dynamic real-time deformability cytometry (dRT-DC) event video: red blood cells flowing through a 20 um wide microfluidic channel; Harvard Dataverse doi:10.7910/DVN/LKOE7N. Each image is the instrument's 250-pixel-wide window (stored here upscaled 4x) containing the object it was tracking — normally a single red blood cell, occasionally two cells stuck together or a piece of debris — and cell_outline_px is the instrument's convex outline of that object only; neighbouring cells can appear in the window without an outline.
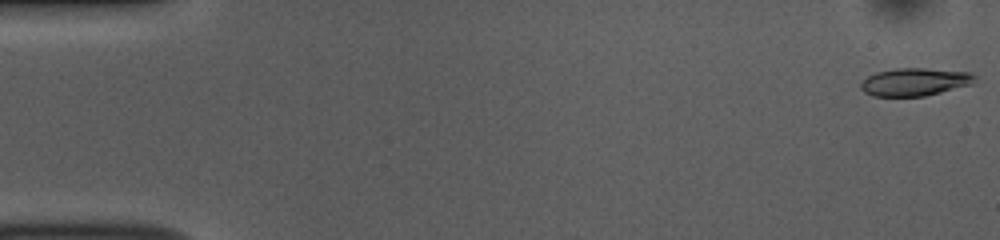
{"species": "common noctule bat (a hibernating species)", "species_latin": "Nyctalus noctula", "temperature_condition": "room temperature", "stored_images_in_passage": 50, "camera_frame_rate_fps": 3000, "um_per_image_px": 0.085, "animal": {"sex": "female", "body_mass_g": 10.0, "forearm_length_mm": 53.1}, "frame": {"image": 1, "passage_image": 1, "time_ms": 0.0, "image_size_px": [1000, 240], "cell_outline_px": [[976, 76], [972, 84], [924, 96], [872, 96], [864, 92], [860, 88], [860, 84], [868, 76], [876, 72], [896, 68], [924, 68], [972, 72]], "centroid_in_image_um": [77.75, 6.95], "position_along_channel_um": 7.3, "area_um2": 18.44}}
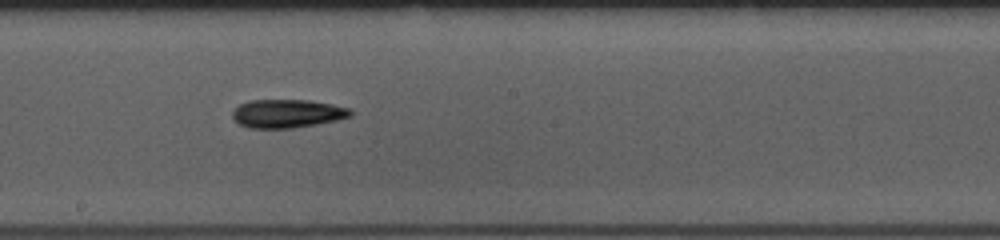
{"frame": {"image": 2, "passage_image": 29, "time_ms": 9.333, "image_size_px": [1000, 240], "cell_outline_px": [[352, 116], [336, 120], [316, 124], [292, 128], [248, 128], [240, 124], [232, 116], [232, 112], [240, 104], [248, 100], [308, 100], [332, 104], [352, 108]], "centroid_in_image_um": [24.44, 9.65], "position_along_channel_um": 223.8, "area_um2": 19.54}}
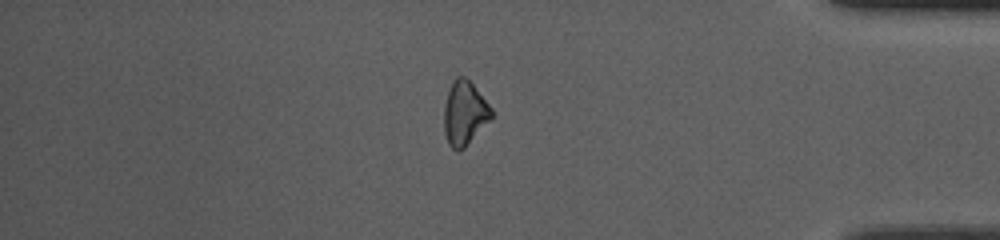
{"frame": {"image": 3, "passage_image": 45, "time_ms": 14.667, "image_size_px": [1000, 240], "cell_outline_px": [[492, 116], [464, 148], [456, 152], [448, 144], [444, 132], [444, 108], [448, 92], [452, 80], [456, 76], [464, 76], [472, 84], [492, 108]], "centroid_in_image_um": [39.45, 9.62], "position_along_channel_um": 395.7, "area_um2": 17.4}}